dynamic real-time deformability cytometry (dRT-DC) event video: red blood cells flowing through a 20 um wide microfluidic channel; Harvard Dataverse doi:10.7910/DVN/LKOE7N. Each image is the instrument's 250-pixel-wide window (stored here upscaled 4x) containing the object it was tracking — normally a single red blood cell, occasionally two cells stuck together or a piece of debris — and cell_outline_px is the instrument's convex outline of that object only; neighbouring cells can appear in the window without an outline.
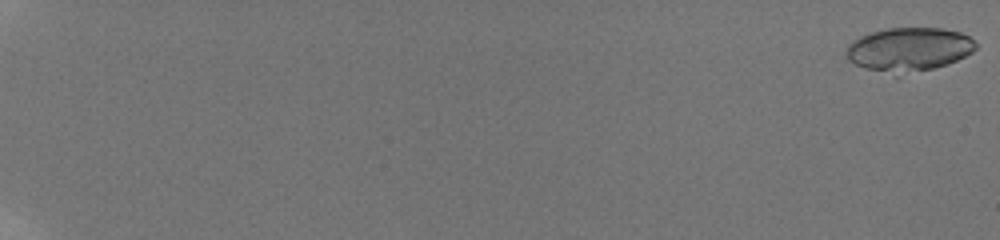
{"species": "human", "species_latin": "Homo sapiens", "temperature_condition": "room temperature", "stored_images_in_passage": 11, "camera_frame_rate_fps": 3000, "um_per_image_px": 0.085, "donor": {"sex": "male"}, "frame": {"image": 1, "passage_image": 1, "time_ms": 0.0, "image_size_px": [1000, 240], "cell_outline_px": [[976, 48], [972, 52], [948, 64], [932, 68], [896, 76], [892, 76], [864, 68], [848, 60], [844, 52], [848, 44], [852, 40], [860, 36], [872, 32], [888, 28], [940, 28], [960, 32], [968, 36], [976, 44]], "centroid_in_image_um": [77.19, 4.22], "position_along_channel_um": 7.8, "area_um2": 33.29}}